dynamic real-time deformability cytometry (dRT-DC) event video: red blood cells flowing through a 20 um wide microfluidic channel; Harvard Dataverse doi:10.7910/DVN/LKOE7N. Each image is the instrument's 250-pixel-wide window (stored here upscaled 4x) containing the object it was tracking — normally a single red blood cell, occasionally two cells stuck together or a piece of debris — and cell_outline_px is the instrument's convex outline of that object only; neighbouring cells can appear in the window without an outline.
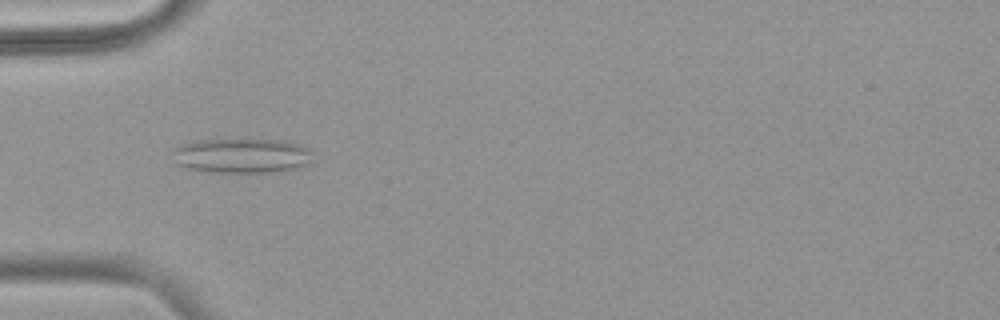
{"species": "common noctule bat (a hibernating species)", "species_latin": "Nyctalus noctula", "temperature_condition": "warm", "stored_images_in_passage": 51, "camera_frame_rate_fps": 3000, "um_per_image_px": 0.085, "animal": {"sex": "female", "body_mass_g": 18.4}, "frame": {"image": 1, "passage_image": 16, "time_ms": 5.0, "image_size_px": [1000, 320], "cell_outline_px": [[312, 152], [308, 164], [280, 172], [200, 172], [184, 168], [176, 164], [172, 152], [172, 148], [184, 144], [200, 140], [280, 140], [296, 144], [308, 148]], "centroid_in_image_um": [20.48, 13.25], "position_along_channel_um": 64.5, "area_um2": 28.38}}
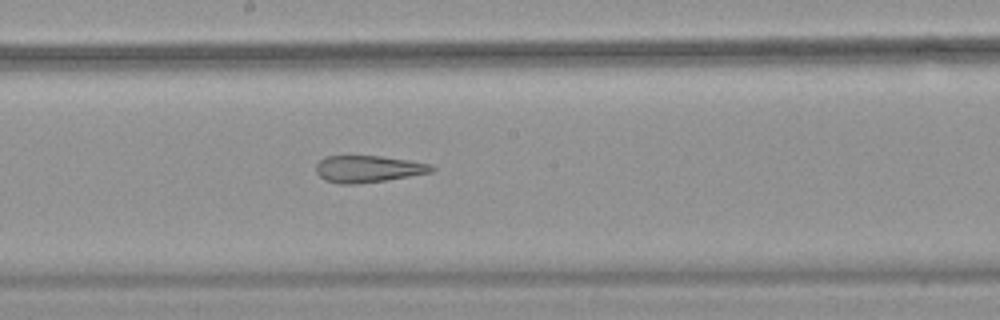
{"frame": {"image": 2, "passage_image": 28, "time_ms": 9.0, "image_size_px": [1000, 320], "cell_outline_px": [[436, 168], [432, 172], [388, 180], [356, 184], [340, 184], [324, 180], [316, 172], [316, 164], [324, 156], [380, 156], [408, 160], [432, 164]], "centroid_in_image_um": [31.29, 14.36], "position_along_channel_um": 216.9, "area_um2": 18.21}}
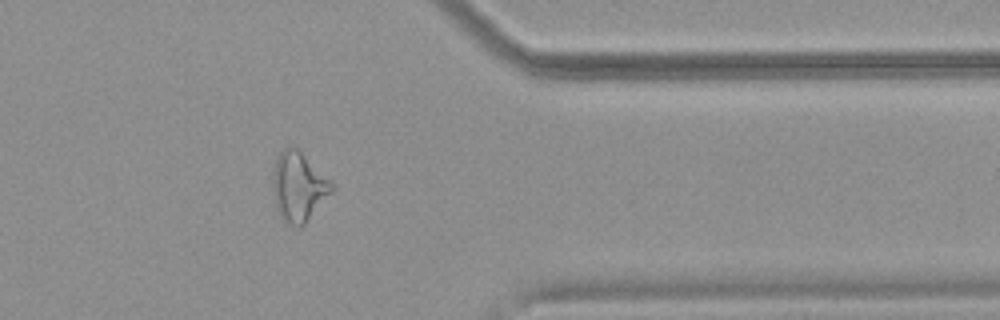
{"frame": {"image": 3, "passage_image": 42, "time_ms": 13.667, "image_size_px": [1000, 320], "cell_outline_px": [[336, 188], [304, 224], [300, 228], [292, 224], [280, 212], [276, 204], [272, 184], [272, 180], [276, 156], [284, 148], [296, 148], [332, 180], [336, 184]], "centroid_in_image_um": [25.43, 15.83], "position_along_channel_um": 386.0, "area_um2": 23.35}, "authors_computed_cell_mechanics": {"area_um2": 23.9292, "velocity_mm_per_s": 3.8512, "shape_relaxation_time_tau1_ms": null, "shape_relaxation_time_tau2_ms": 3.2334, "deformation_change_tau1": null, "deformation_change_tau2": 0.1613}}